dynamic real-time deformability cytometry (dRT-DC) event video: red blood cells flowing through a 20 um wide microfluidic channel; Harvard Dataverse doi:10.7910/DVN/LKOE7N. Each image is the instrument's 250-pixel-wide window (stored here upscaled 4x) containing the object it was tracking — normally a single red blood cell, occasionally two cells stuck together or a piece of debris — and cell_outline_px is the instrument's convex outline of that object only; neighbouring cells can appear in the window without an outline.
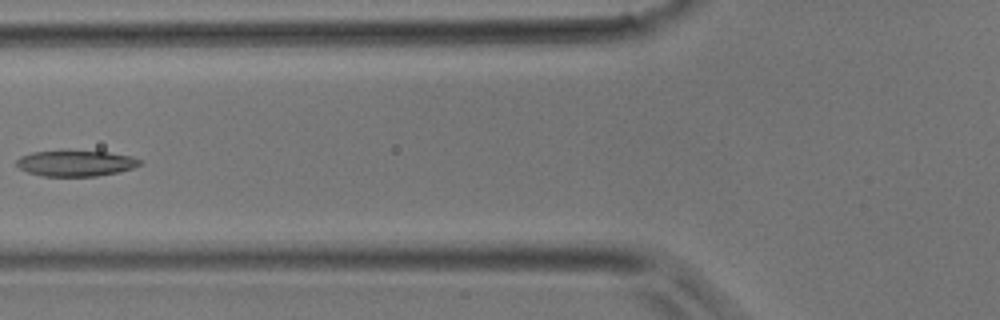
{"species": "common noctule bat (a hibernating species)", "species_latin": "Nyctalus noctula", "temperature_condition": "room temperature", "stored_images_in_passage": 5, "camera_frame_rate_fps": 3000, "um_per_image_px": 0.085, "animal": {"sex": "male", "body_mass_g": 17.9}, "frame": {"image": 1, "passage_image": 5, "time_ms": 4.333, "image_size_px": [1000, 320], "cell_outline_px": [[144, 160], [140, 164], [132, 168], [120, 172], [96, 176], [44, 176], [28, 172], [20, 168], [16, 164], [16, 160], [20, 156], [32, 152], [108, 152], [132, 156]], "centroid_in_image_um": [6.47, 13.89], "position_along_channel_um": 119.3, "area_um2": 18.26}}